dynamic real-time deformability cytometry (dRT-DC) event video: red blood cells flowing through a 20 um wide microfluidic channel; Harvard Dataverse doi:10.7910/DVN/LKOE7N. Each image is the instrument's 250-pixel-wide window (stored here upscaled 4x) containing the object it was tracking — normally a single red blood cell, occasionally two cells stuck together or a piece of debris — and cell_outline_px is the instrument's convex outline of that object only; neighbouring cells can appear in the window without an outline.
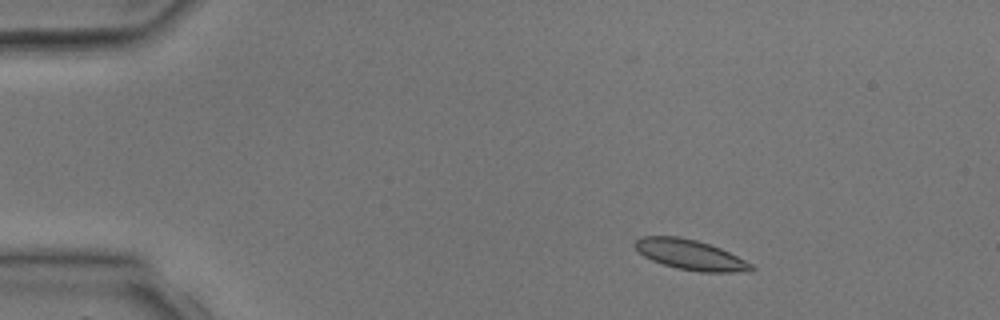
{"species": "common noctule bat (a hibernating species)", "species_latin": "Nyctalus noctula", "temperature_condition": "room temperature", "stored_images_in_passage": 3, "camera_frame_rate_fps": 3000, "um_per_image_px": 0.085, "animal": {"sex": "male", "body_mass_g": 17.9, "forearm_length_mm": 54.2}, "frame": {"image": 1, "passage_image": 1, "time_ms": 0.0, "image_size_px": [1000, 320], "cell_outline_px": [[756, 268], [732, 272], [700, 272], [676, 268], [652, 260], [644, 256], [636, 248], [636, 240], [640, 236], [676, 236], [696, 240], [720, 248], [752, 264]], "centroid_in_image_um": [58.64, 21.65], "position_along_channel_um": 26.4, "area_um2": 19.94}}